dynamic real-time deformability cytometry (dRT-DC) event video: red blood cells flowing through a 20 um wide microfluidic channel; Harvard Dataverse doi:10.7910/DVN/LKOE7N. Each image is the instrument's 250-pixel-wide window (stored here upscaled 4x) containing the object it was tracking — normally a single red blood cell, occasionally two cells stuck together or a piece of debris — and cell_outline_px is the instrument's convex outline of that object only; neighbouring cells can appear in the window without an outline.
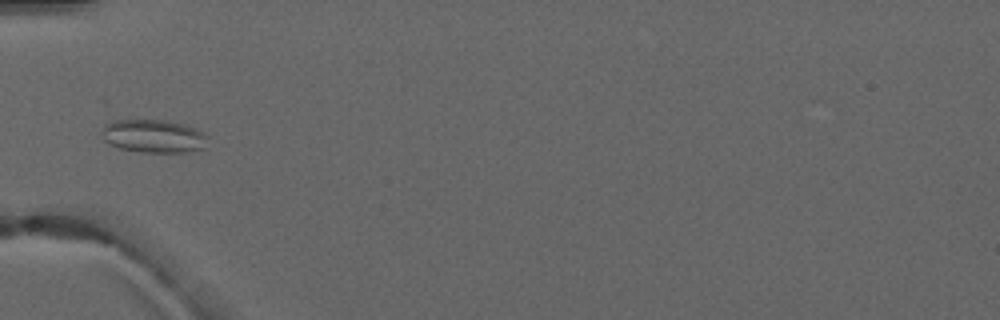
{"species": "common noctule bat (a hibernating species)", "species_latin": "Nyctalus noctula", "temperature_condition": "warm", "stored_images_in_passage": 4, "camera_frame_rate_fps": 3000, "um_per_image_px": 0.085, "animal": {"sex": "male", "forearm_length_mm": 52.5}, "frame": {"image": 1, "passage_image": 4, "time_ms": 3.333, "image_size_px": [1000, 320], "cell_outline_px": [[208, 136], [204, 148], [184, 152], [144, 152], [120, 148], [108, 144], [104, 140], [100, 132], [104, 124], [116, 120], [164, 120], [184, 124], [196, 128], [204, 132]], "centroid_in_image_um": [13.04, 11.56], "position_along_channel_um": 72.0, "area_um2": 20.58}}